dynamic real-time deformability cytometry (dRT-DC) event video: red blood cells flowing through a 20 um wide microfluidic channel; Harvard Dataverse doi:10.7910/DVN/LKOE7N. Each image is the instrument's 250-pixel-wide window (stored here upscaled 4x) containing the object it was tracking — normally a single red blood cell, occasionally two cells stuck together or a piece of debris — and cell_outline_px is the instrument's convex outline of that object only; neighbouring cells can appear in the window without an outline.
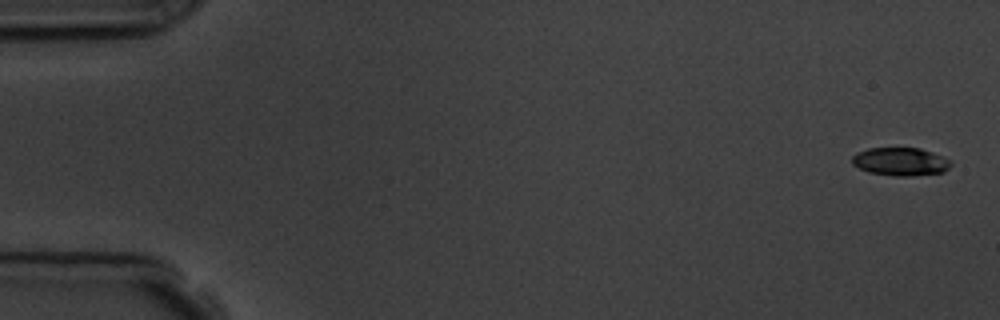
{"species": "common noctule bat (a hibernating species)", "species_latin": "Nyctalus noctula", "temperature_condition": "room temperature", "stored_images_in_passage": 6, "camera_frame_rate_fps": 3000, "um_per_image_px": 0.085, "animal": {"sex": "male", "body_mass_g": 19.5, "forearm_length_mm": 54.6}, "frame": {"image": 1, "passage_image": 1, "time_ms": 0.0, "image_size_px": [1000, 320], "cell_outline_px": [[952, 164], [944, 172], [912, 176], [892, 176], [868, 172], [852, 164], [852, 156], [856, 152], [868, 148], [920, 148], [932, 152], [948, 160]], "centroid_in_image_um": [76.5, 13.74], "position_along_channel_um": 8.5, "area_um2": 16.18}}
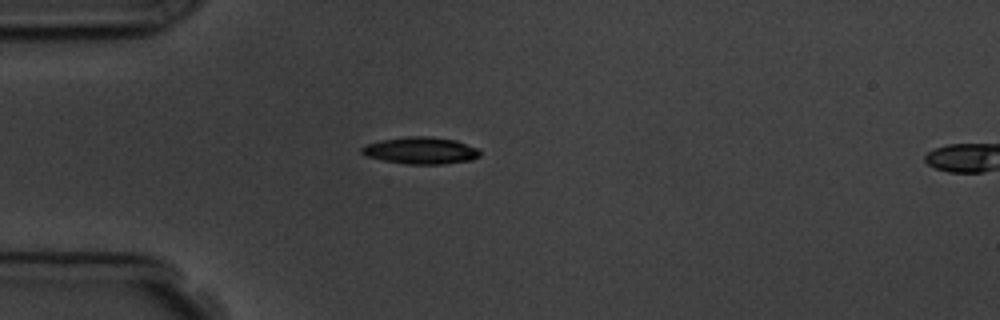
{"frame": {"image": 2, "passage_image": 5, "time_ms": 4.667, "image_size_px": [1000, 320], "cell_outline_px": [[480, 156], [472, 160], [444, 164], [408, 164], [384, 160], [368, 156], [360, 152], [360, 148], [364, 144], [380, 140], [408, 136], [428, 136], [456, 140], [476, 148], [480, 152]], "centroid_in_image_um": [35.75, 12.79], "position_along_channel_um": 49.3, "area_um2": 18.55}}